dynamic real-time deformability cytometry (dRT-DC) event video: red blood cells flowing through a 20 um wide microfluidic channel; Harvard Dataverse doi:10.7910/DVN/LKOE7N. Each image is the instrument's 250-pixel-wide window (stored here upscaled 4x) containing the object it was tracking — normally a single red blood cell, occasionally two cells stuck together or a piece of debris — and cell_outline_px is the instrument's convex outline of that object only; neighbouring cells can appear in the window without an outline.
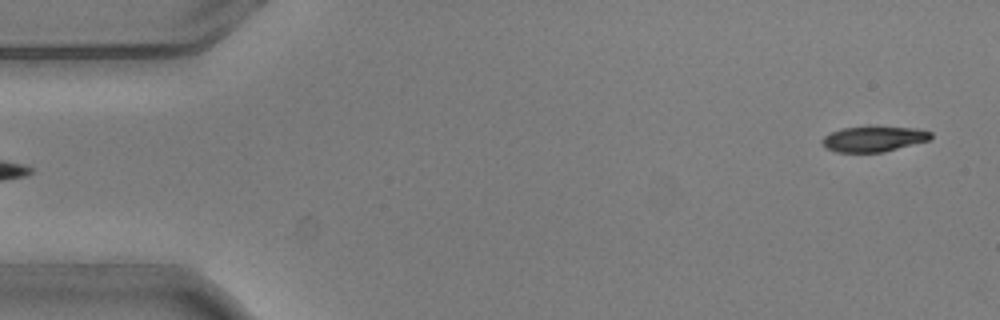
{"species": "common noctule bat (a hibernating species)", "species_latin": "Nyctalus noctula", "temperature_condition": "warm", "stored_images_in_passage": 3, "segment_of_instrument_passage": [2, 2], "camera_frame_rate_fps": 3000, "um_per_image_px": 0.085, "animal": {"sex": "male", "body_mass_g": 20.5, "forearm_length_mm": 52.5}, "frame": {"image": 1, "passage_image": 3, "time_ms": 0.667, "image_size_px": [1000, 320], "cell_outline_px": [[932, 136], [928, 140], [884, 152], [836, 152], [828, 148], [820, 140], [824, 136], [832, 132], [844, 128], [920, 128], [932, 132]], "centroid_in_image_um": [74.28, 11.83], "position_along_channel_um": 10.7, "area_um2": 15.55}}